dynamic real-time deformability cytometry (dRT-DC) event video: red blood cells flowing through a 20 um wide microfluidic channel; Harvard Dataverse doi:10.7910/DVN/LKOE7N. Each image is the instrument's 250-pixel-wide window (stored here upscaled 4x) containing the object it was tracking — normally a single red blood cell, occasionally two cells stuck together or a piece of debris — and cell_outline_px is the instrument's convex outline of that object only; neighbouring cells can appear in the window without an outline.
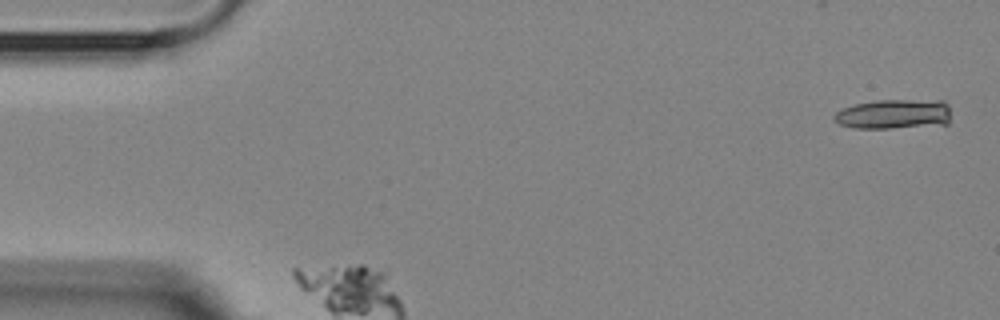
{"species": "Egyptian fruit bat (a non-hibernating species)", "species_latin": "Rousettus aegyptiacus", "temperature_condition": "room temperature", "stored_images_in_passage": 4, "camera_frame_rate_fps": 3000, "um_per_image_px": 0.085, "animal": {"sex": "female"}, "frame": {"image": 1, "passage_image": 1, "time_ms": 0.0, "image_size_px": [1000, 320], "cell_outline_px": [[948, 124], [892, 128], [856, 128], [840, 124], [832, 120], [832, 116], [836, 112], [844, 108], [856, 104], [876, 100], [944, 100], [948, 104]], "centroid_in_image_um": [75.96, 9.69], "position_along_channel_um": 9.0, "area_um2": 20.23}}
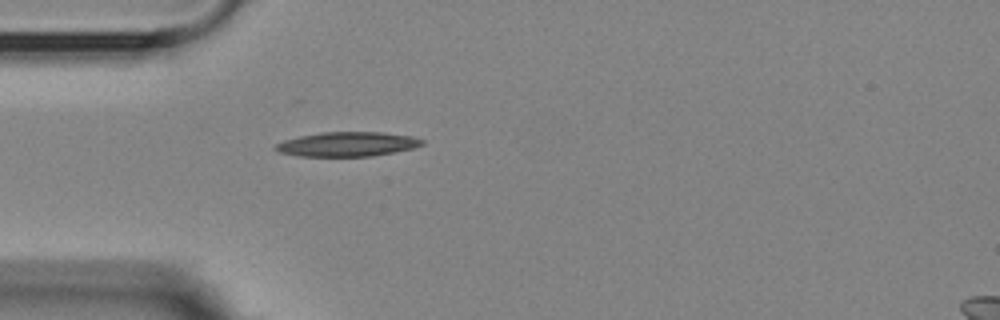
{"frame": {"image": 2, "passage_image": 4, "time_ms": 4.667, "image_size_px": [1000, 320], "cell_outline_px": [[424, 144], [412, 148], [372, 156], [296, 156], [280, 152], [272, 148], [276, 144], [284, 140], [300, 136], [320, 132], [384, 132], [412, 136], [424, 140]], "centroid_in_image_um": [29.51, 12.25], "position_along_channel_um": 55.5, "area_um2": 20.87}}